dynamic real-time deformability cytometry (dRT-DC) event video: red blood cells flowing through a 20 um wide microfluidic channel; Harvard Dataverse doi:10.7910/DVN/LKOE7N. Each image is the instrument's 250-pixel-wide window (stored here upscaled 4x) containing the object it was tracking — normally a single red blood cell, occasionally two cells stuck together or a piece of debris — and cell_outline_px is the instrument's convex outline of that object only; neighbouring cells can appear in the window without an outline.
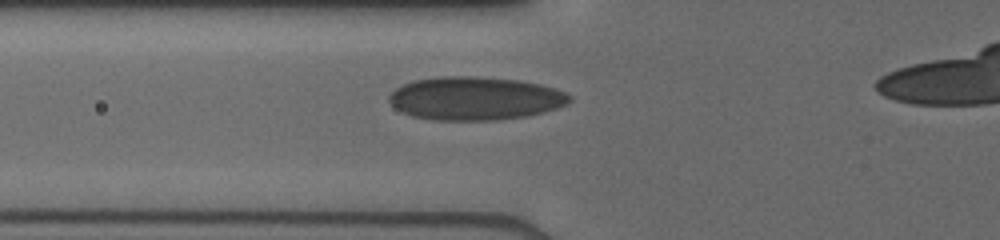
{"species": "human", "species_latin": "Homo sapiens", "temperature_condition": "cold", "stored_images_in_passage": 7, "camera_frame_rate_fps": 3000, "um_per_image_px": 0.085, "donor": {"sex": "male"}, "frame": {"image": 1, "passage_image": 2, "time_ms": 0.333, "image_size_px": [1000, 240], "cell_outline_px": [[572, 100], [568, 104], [544, 112], [528, 116], [500, 120], [436, 120], [412, 116], [396, 108], [388, 100], [388, 96], [396, 88], [412, 80], [440, 76], [476, 76], [516, 80], [540, 84], [556, 88], [572, 96]], "centroid_in_image_um": [40.41, 8.36], "position_along_channel_um": 85.4, "area_um2": 45.72}}
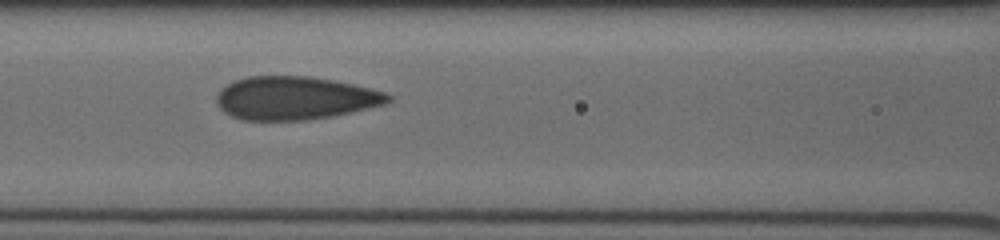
{"frame": {"image": 2, "passage_image": 4, "time_ms": 1.667, "image_size_px": [1000, 240], "cell_outline_px": [[392, 100], [384, 104], [352, 112], [332, 116], [308, 120], [244, 120], [232, 116], [224, 112], [216, 104], [216, 96], [228, 84], [236, 80], [248, 76], [312, 76], [372, 88], [388, 92], [392, 96]], "centroid_in_image_um": [25.11, 8.34], "position_along_channel_um": 141.5, "area_um2": 43.23}}
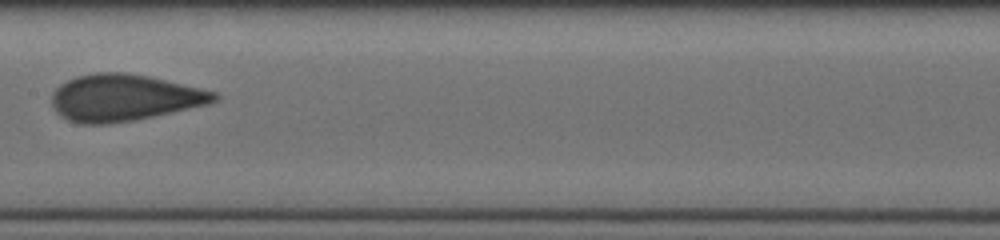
{"frame": {"image": 3, "passage_image": 6, "time_ms": 3.0, "image_size_px": [1000, 240], "cell_outline_px": [[220, 96], [216, 100], [208, 104], [136, 120], [108, 124], [80, 124], [68, 120], [56, 112], [52, 104], [52, 92], [60, 84], [76, 76], [96, 72], [124, 72], [148, 76], [216, 92]], "centroid_in_image_um": [10.51, 8.31], "position_along_channel_um": 196.9, "area_um2": 44.1}}